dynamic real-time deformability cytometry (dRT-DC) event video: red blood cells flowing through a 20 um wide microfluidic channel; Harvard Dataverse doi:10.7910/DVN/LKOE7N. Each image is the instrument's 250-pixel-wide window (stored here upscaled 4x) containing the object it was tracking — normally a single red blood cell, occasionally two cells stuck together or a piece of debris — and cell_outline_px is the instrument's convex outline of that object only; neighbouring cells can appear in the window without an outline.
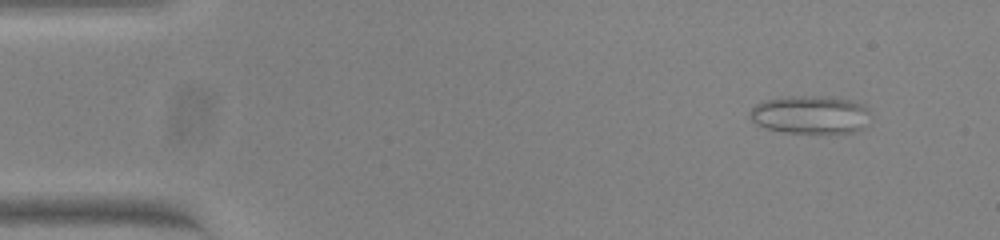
{"species": "common noctule bat (a hibernating species)", "species_latin": "Nyctalus noctula", "temperature_condition": "warm", "stored_images_in_passage": 50, "camera_frame_rate_fps": 3000, "um_per_image_px": 0.085, "animal": {"sex": "female", "body_mass_g": 23.0, "forearm_length_mm": 53.4}, "frame": {"image": 1, "passage_image": 2, "time_ms": 0.333, "image_size_px": [1000, 240], "cell_outline_px": [[872, 116], [864, 128], [852, 132], [784, 132], [768, 128], [756, 124], [748, 116], [748, 112], [756, 104], [764, 100], [792, 96], [832, 96], [848, 100], [860, 104], [868, 108]], "centroid_in_image_um": [68.9, 9.73], "position_along_channel_um": 16.1, "area_um2": 26.82}}
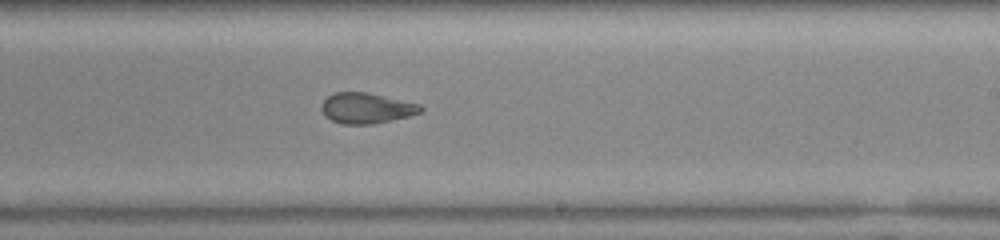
{"frame": {"image": 2, "passage_image": 29, "time_ms": 9.333, "image_size_px": [1000, 240], "cell_outline_px": [[424, 108], [420, 112], [408, 116], [372, 124], [340, 124], [324, 116], [320, 108], [320, 104], [328, 96], [336, 92], [368, 92], [420, 104]], "centroid_in_image_um": [31.11, 9.19], "position_along_channel_um": 257.9, "area_um2": 17.69}}
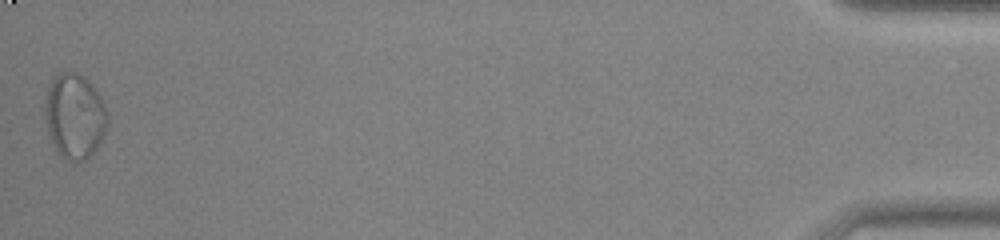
{"frame": {"image": 3, "passage_image": 50, "time_ms": 16.333, "image_size_px": [1000, 240], "cell_outline_px": [[108, 120], [104, 132], [96, 148], [84, 160], [72, 160], [64, 156], [56, 148], [48, 132], [44, 108], [44, 104], [48, 88], [52, 76], [60, 72], [80, 72], [96, 88], [108, 112]], "centroid_in_image_um": [6.34, 9.78], "position_along_channel_um": 428.9, "area_um2": 30.69}, "authors_computed_cell_mechanics": {"area_um2": 20.6057, "velocity_mm_per_s": 3.8275, "shape_relaxation_time_tau1_ms": null, "shape_relaxation_time_tau2_ms": 1.0198, "deformation_change_tau1": null, "deformation_change_tau2": 0.068}}